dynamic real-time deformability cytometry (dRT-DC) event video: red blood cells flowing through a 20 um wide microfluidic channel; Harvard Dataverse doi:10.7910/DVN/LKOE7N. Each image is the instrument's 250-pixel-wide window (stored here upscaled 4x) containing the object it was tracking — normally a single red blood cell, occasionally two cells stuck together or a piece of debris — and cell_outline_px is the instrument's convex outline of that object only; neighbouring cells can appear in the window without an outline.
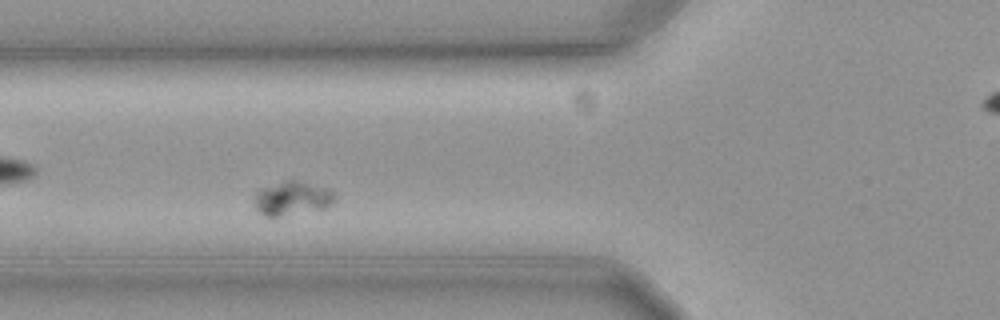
{"species": "common noctule bat (a hibernating species)", "species_latin": "Nyctalus noctula", "temperature_condition": "cold", "stored_images_in_passage": 39, "camera_frame_rate_fps": 3000, "um_per_image_px": 0.085, "animal": {"sex": "female", "body_mass_g": 19.3, "forearm_length_mm": 54.1}, "frame": {"image": 1, "passage_image": 7, "time_ms": 2.0, "image_size_px": [1000, 320], "cell_outline_px": [[336, 200], [328, 208], [280, 216], [264, 216], [252, 204], [252, 196], [256, 188], [284, 180], [300, 180], [328, 188], [336, 196]], "centroid_in_image_um": [24.78, 16.83], "position_along_channel_um": 101.0, "area_um2": 16.59}}
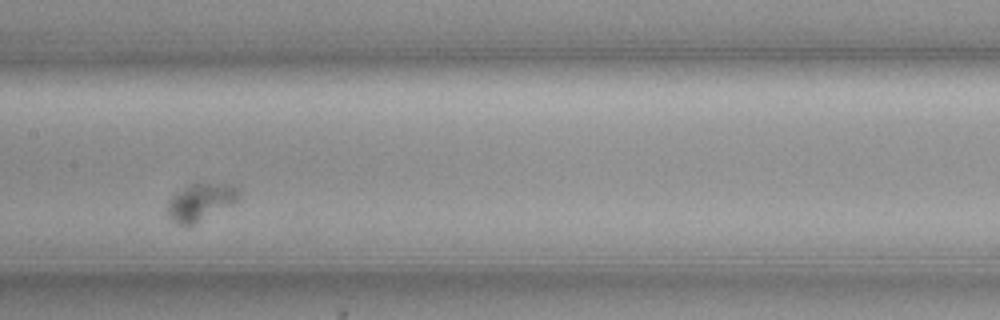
{"frame": {"image": 2, "passage_image": 15, "time_ms": 4.667, "image_size_px": [1000, 320], "cell_outline_px": [[240, 196], [232, 204], [192, 224], [176, 224], [168, 220], [164, 212], [164, 208], [168, 200], [176, 192], [188, 184], [200, 180], [228, 184], [240, 188]], "centroid_in_image_um": [16.97, 17.11], "position_along_channel_um": 190.4, "area_um2": 16.13}}
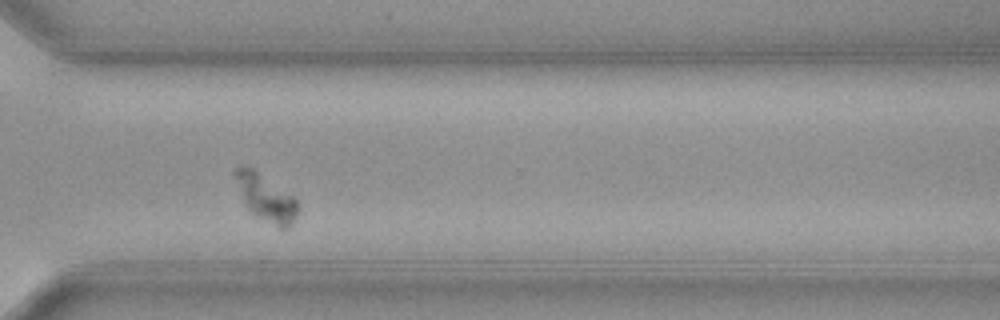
{"frame": {"image": 3, "passage_image": 29, "time_ms": 9.333, "image_size_px": [1000, 320], "cell_outline_px": [[300, 212], [296, 220], [288, 228], [280, 228], [256, 216], [248, 208], [244, 200], [232, 172], [236, 168], [252, 168], [292, 196], [296, 200], [300, 208]], "centroid_in_image_um": [22.66, 16.86], "position_along_channel_um": 347.9, "area_um2": 16.59}}